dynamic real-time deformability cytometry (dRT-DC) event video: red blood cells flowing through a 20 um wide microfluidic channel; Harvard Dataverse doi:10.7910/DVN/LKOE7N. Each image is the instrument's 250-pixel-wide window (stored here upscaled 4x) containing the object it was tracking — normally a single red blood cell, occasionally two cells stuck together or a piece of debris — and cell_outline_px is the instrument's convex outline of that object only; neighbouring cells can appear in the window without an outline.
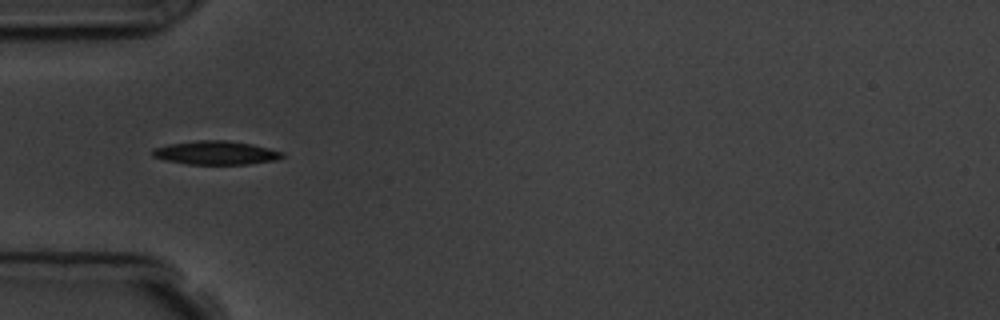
{"species": "common noctule bat (a hibernating species)", "species_latin": "Nyctalus noctula", "temperature_condition": "room temperature", "stored_images_in_passage": 8, "camera_frame_rate_fps": 3000, "um_per_image_px": 0.085, "animal": {"sex": "male", "body_mass_g": 19.5, "forearm_length_mm": 54.6}, "frame": {"image": 1, "passage_image": 5, "time_ms": 4.667, "image_size_px": [1000, 320], "cell_outline_px": [[284, 156], [276, 160], [248, 164], [188, 164], [164, 160], [152, 156], [152, 148], [168, 144], [196, 140], [228, 140], [252, 144], [284, 152]], "centroid_in_image_um": [18.33, 12.98], "position_along_channel_um": 66.7, "area_um2": 17.98}}